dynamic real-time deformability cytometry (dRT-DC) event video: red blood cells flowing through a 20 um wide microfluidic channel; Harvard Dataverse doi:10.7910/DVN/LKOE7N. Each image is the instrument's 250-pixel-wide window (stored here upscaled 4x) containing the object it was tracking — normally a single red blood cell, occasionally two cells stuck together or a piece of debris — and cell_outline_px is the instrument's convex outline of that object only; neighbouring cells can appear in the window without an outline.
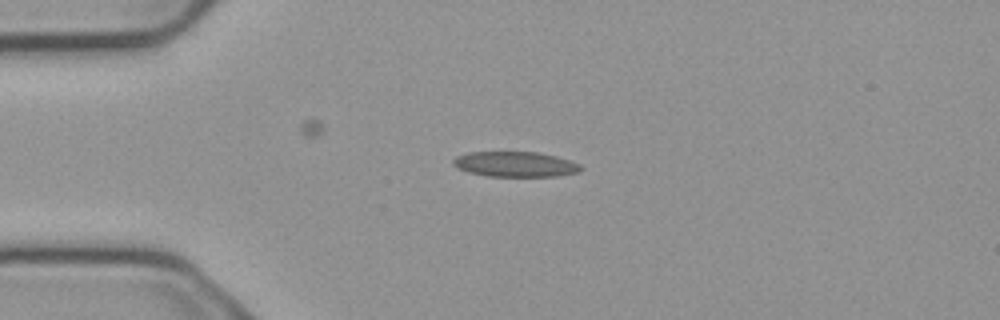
{"species": "common noctule bat (a hibernating species)", "species_latin": "Nyctalus noctula", "temperature_condition": "cold", "stored_images_in_passage": 2, "camera_frame_rate_fps": 3000, "um_per_image_px": 0.085, "animal": {"sex": "male", "body_mass_g": 23.1, "forearm_length_mm": 52.7}, "frame": {"image": 1, "passage_image": 1, "time_ms": 0.0, "image_size_px": [1000, 320], "cell_outline_px": [[584, 168], [580, 172], [560, 176], [488, 176], [468, 172], [452, 164], [452, 160], [456, 156], [468, 152], [540, 152], [556, 156], [580, 164]], "centroid_in_image_um": [43.83, 13.96], "position_along_channel_um": 41.2, "area_um2": 18.84}}